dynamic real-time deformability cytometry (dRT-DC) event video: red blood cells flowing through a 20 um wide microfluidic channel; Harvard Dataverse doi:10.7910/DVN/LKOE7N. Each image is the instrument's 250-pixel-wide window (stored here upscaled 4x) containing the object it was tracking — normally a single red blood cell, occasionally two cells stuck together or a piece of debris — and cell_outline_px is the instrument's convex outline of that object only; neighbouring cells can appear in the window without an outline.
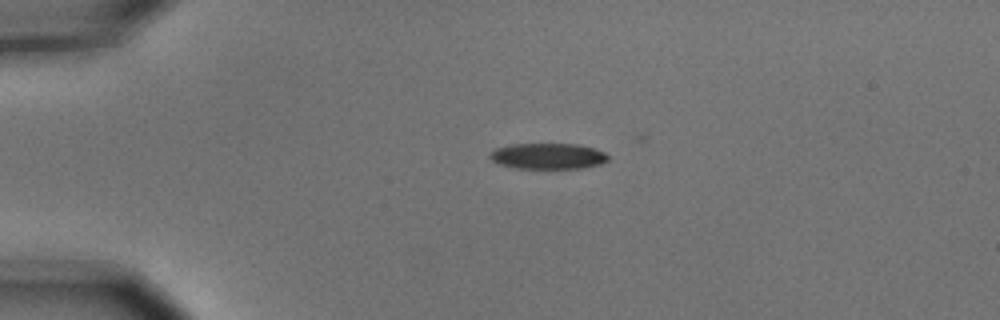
{"species": "common noctule bat (a hibernating species)", "species_latin": "Nyctalus noctula", "temperature_condition": "cold", "stored_images_in_passage": 2, "camera_frame_rate_fps": 3000, "um_per_image_px": 0.085, "animal": {"sex": "male", "body_mass_g": 15.6}, "frame": {"image": 1, "passage_image": 1, "time_ms": 0.0, "image_size_px": [1000, 320], "cell_outline_px": [[608, 160], [600, 164], [580, 168], [516, 168], [496, 164], [488, 156], [488, 152], [496, 148], [508, 144], [580, 144], [604, 152], [608, 156]], "centroid_in_image_um": [46.51, 13.26], "position_along_channel_um": 38.5, "area_um2": 17.92}}